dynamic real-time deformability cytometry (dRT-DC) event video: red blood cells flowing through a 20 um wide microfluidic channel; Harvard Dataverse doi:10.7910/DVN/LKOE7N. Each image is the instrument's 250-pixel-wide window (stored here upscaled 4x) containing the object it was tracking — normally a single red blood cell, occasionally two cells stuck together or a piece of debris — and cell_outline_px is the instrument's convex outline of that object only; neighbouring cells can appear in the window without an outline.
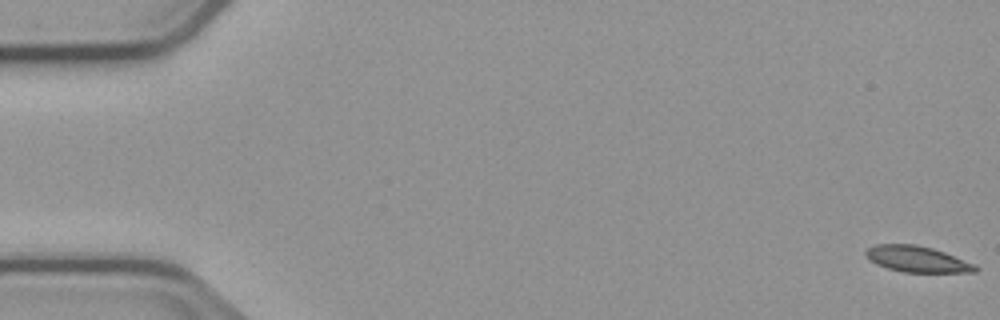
{"species": "common noctule bat (a hibernating species)", "species_latin": "Nyctalus noctula", "temperature_condition": "cold", "stored_images_in_passage": 5, "camera_frame_rate_fps": 3000, "um_per_image_px": 0.085, "animal": {"sex": "male", "body_mass_g": 23.1, "forearm_length_mm": 52.7}, "frame": {"image": 1, "passage_image": 1, "time_ms": 0.0, "image_size_px": [1000, 320], "cell_outline_px": [[980, 268], [976, 272], [904, 272], [888, 268], [876, 264], [868, 260], [864, 252], [868, 248], [876, 244], [916, 244], [932, 248], [944, 252], [976, 264]], "centroid_in_image_um": [77.96, 22.02], "position_along_channel_um": 7.0, "area_um2": 16.7}}
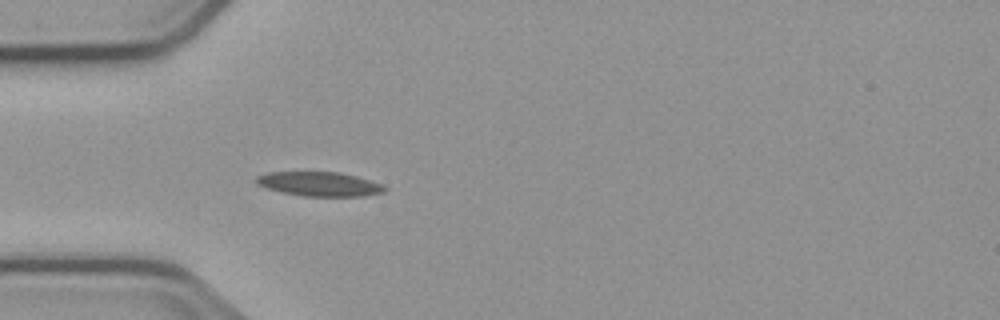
{"frame": {"image": 2, "passage_image": 5, "time_ms": 5.333, "image_size_px": [1000, 320], "cell_outline_px": [[388, 188], [384, 192], [364, 196], [304, 196], [280, 192], [256, 184], [256, 176], [268, 172], [340, 172], [356, 176], [380, 184]], "centroid_in_image_um": [27.13, 15.64], "position_along_channel_um": 57.9, "area_um2": 18.09}}